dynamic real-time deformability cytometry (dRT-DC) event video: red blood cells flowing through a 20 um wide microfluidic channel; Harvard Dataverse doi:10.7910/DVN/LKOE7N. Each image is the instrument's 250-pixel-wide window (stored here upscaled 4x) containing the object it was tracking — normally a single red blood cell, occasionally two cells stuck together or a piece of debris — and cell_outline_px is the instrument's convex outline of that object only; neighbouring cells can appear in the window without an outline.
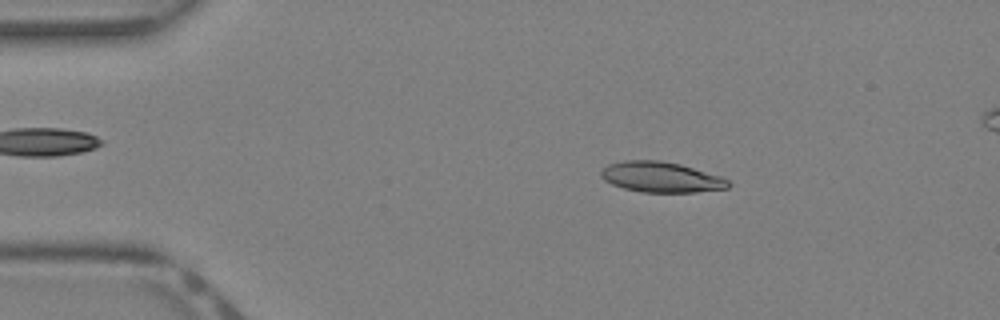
{"species": "Egyptian fruit bat (a non-hibernating species)", "species_latin": "Rousettus aegyptiacus", "temperature_condition": "warm", "stored_images_in_passage": 38, "camera_frame_rate_fps": 3000, "um_per_image_px": 0.085, "animal": {"sex": "female"}, "frame": {"image": 1, "passage_image": 5, "time_ms": 1.333, "image_size_px": [1000, 320], "cell_outline_px": [[732, 184], [728, 188], [696, 192], [640, 192], [624, 188], [612, 184], [604, 180], [600, 176], [600, 172], [608, 164], [624, 160], [660, 160], [680, 164], [720, 176], [728, 180]], "centroid_in_image_um": [56.18, 15.05], "position_along_channel_um": 28.8, "area_um2": 22.6}}
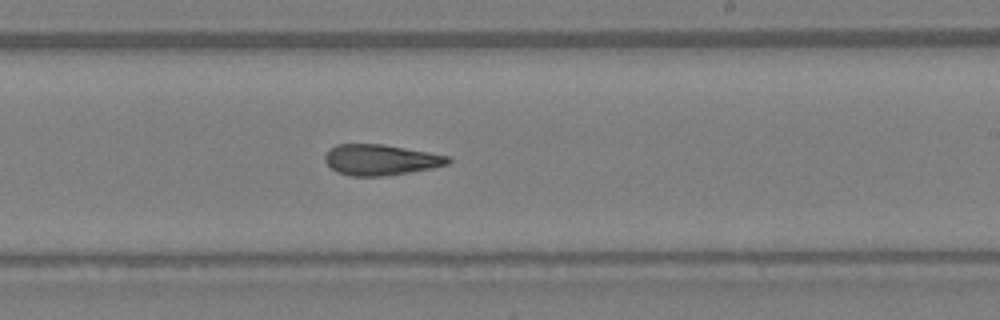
{"frame": {"image": 2, "passage_image": 22, "time_ms": 7.0, "image_size_px": [1000, 320], "cell_outline_px": [[452, 160], [448, 164], [432, 168], [384, 176], [348, 176], [336, 172], [324, 160], [324, 156], [328, 148], [336, 144], [384, 144], [428, 152], [448, 156]], "centroid_in_image_um": [32.31, 13.58], "position_along_channel_um": 256.7, "area_um2": 22.14}}
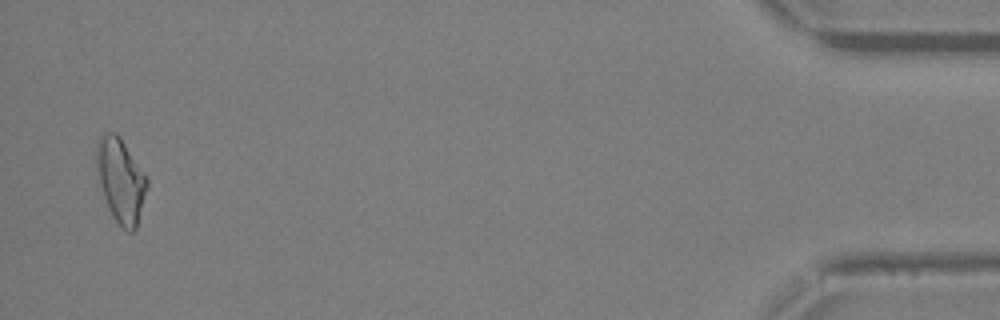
{"frame": {"image": 3, "passage_image": 37, "time_ms": 12.0, "image_size_px": [1000, 320], "cell_outline_px": [[148, 184], [136, 228], [132, 232], [128, 232], [112, 216], [104, 196], [100, 180], [96, 156], [96, 144], [100, 136], [104, 132], [116, 132], [120, 136], [148, 180]], "centroid_in_image_um": [10.26, 15.3], "position_along_channel_um": 424.9, "area_um2": 24.1}}